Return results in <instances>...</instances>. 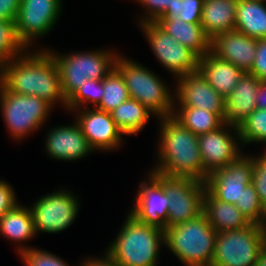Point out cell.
<instances>
[{"label":"cell","instance_id":"44dd1931","mask_svg":"<svg viewBox=\"0 0 266 266\" xmlns=\"http://www.w3.org/2000/svg\"><path fill=\"white\" fill-rule=\"evenodd\" d=\"M198 70L213 87V89L226 98L232 93L244 72L230 63L220 59L209 51L200 57Z\"/></svg>","mask_w":266,"mask_h":266},{"label":"cell","instance_id":"4fadbf2b","mask_svg":"<svg viewBox=\"0 0 266 266\" xmlns=\"http://www.w3.org/2000/svg\"><path fill=\"white\" fill-rule=\"evenodd\" d=\"M198 143L203 167L208 174L225 168L245 153L242 152L244 147L238 127L228 123L214 131L198 135Z\"/></svg>","mask_w":266,"mask_h":266},{"label":"cell","instance_id":"9a60e30c","mask_svg":"<svg viewBox=\"0 0 266 266\" xmlns=\"http://www.w3.org/2000/svg\"><path fill=\"white\" fill-rule=\"evenodd\" d=\"M91 108L92 106L73 110L75 121L94 151H116L123 144L124 133L116 125L110 113Z\"/></svg>","mask_w":266,"mask_h":266},{"label":"cell","instance_id":"d4e9b609","mask_svg":"<svg viewBox=\"0 0 266 266\" xmlns=\"http://www.w3.org/2000/svg\"><path fill=\"white\" fill-rule=\"evenodd\" d=\"M237 0H204L200 24L210 39L235 30Z\"/></svg>","mask_w":266,"mask_h":266},{"label":"cell","instance_id":"484cf974","mask_svg":"<svg viewBox=\"0 0 266 266\" xmlns=\"http://www.w3.org/2000/svg\"><path fill=\"white\" fill-rule=\"evenodd\" d=\"M235 30L255 39L266 38V3L237 0Z\"/></svg>","mask_w":266,"mask_h":266},{"label":"cell","instance_id":"d6a6232c","mask_svg":"<svg viewBox=\"0 0 266 266\" xmlns=\"http://www.w3.org/2000/svg\"><path fill=\"white\" fill-rule=\"evenodd\" d=\"M235 206L250 223L266 226V210L262 207L252 184L244 188L240 201H237Z\"/></svg>","mask_w":266,"mask_h":266},{"label":"cell","instance_id":"74e56055","mask_svg":"<svg viewBox=\"0 0 266 266\" xmlns=\"http://www.w3.org/2000/svg\"><path fill=\"white\" fill-rule=\"evenodd\" d=\"M248 73L259 80H266V38L257 39L254 63Z\"/></svg>","mask_w":266,"mask_h":266},{"label":"cell","instance_id":"d6986e66","mask_svg":"<svg viewBox=\"0 0 266 266\" xmlns=\"http://www.w3.org/2000/svg\"><path fill=\"white\" fill-rule=\"evenodd\" d=\"M257 39L236 30L220 33L211 39V52L249 72L256 55Z\"/></svg>","mask_w":266,"mask_h":266},{"label":"cell","instance_id":"4316f807","mask_svg":"<svg viewBox=\"0 0 266 266\" xmlns=\"http://www.w3.org/2000/svg\"><path fill=\"white\" fill-rule=\"evenodd\" d=\"M124 135L134 136L147 126L150 116H155L136 99L129 98L110 112Z\"/></svg>","mask_w":266,"mask_h":266},{"label":"cell","instance_id":"5b68a950","mask_svg":"<svg viewBox=\"0 0 266 266\" xmlns=\"http://www.w3.org/2000/svg\"><path fill=\"white\" fill-rule=\"evenodd\" d=\"M217 231L202 213L187 222L166 227V248L184 266H211Z\"/></svg>","mask_w":266,"mask_h":266},{"label":"cell","instance_id":"f546056e","mask_svg":"<svg viewBox=\"0 0 266 266\" xmlns=\"http://www.w3.org/2000/svg\"><path fill=\"white\" fill-rule=\"evenodd\" d=\"M27 50L19 39L15 20L0 21V66L21 56Z\"/></svg>","mask_w":266,"mask_h":266},{"label":"cell","instance_id":"cb8c5ba5","mask_svg":"<svg viewBox=\"0 0 266 266\" xmlns=\"http://www.w3.org/2000/svg\"><path fill=\"white\" fill-rule=\"evenodd\" d=\"M202 213L217 232L238 230L251 224L235 204L217 200L207 190L204 192Z\"/></svg>","mask_w":266,"mask_h":266},{"label":"cell","instance_id":"6da1fadb","mask_svg":"<svg viewBox=\"0 0 266 266\" xmlns=\"http://www.w3.org/2000/svg\"><path fill=\"white\" fill-rule=\"evenodd\" d=\"M0 84L12 93L37 96L66 110L57 65L47 48L29 49L0 66Z\"/></svg>","mask_w":266,"mask_h":266},{"label":"cell","instance_id":"ba28073f","mask_svg":"<svg viewBox=\"0 0 266 266\" xmlns=\"http://www.w3.org/2000/svg\"><path fill=\"white\" fill-rule=\"evenodd\" d=\"M0 108L6 130L15 141L39 130L53 110L51 104L37 96L12 93L1 84Z\"/></svg>","mask_w":266,"mask_h":266},{"label":"cell","instance_id":"d590c367","mask_svg":"<svg viewBox=\"0 0 266 266\" xmlns=\"http://www.w3.org/2000/svg\"><path fill=\"white\" fill-rule=\"evenodd\" d=\"M253 179L252 185L256 190L262 207L266 210V150L260 155H253Z\"/></svg>","mask_w":266,"mask_h":266},{"label":"cell","instance_id":"9c48e42d","mask_svg":"<svg viewBox=\"0 0 266 266\" xmlns=\"http://www.w3.org/2000/svg\"><path fill=\"white\" fill-rule=\"evenodd\" d=\"M149 174L163 187L169 198L167 227L187 222L202 214L206 190L204 181L165 176L155 171Z\"/></svg>","mask_w":266,"mask_h":266},{"label":"cell","instance_id":"f1b7e54d","mask_svg":"<svg viewBox=\"0 0 266 266\" xmlns=\"http://www.w3.org/2000/svg\"><path fill=\"white\" fill-rule=\"evenodd\" d=\"M102 83L104 95L96 109L110 113L130 98L125 80L116 68L102 79Z\"/></svg>","mask_w":266,"mask_h":266},{"label":"cell","instance_id":"f35d334b","mask_svg":"<svg viewBox=\"0 0 266 266\" xmlns=\"http://www.w3.org/2000/svg\"><path fill=\"white\" fill-rule=\"evenodd\" d=\"M12 186L6 180L0 179V218L19 204L15 189Z\"/></svg>","mask_w":266,"mask_h":266},{"label":"cell","instance_id":"3957f363","mask_svg":"<svg viewBox=\"0 0 266 266\" xmlns=\"http://www.w3.org/2000/svg\"><path fill=\"white\" fill-rule=\"evenodd\" d=\"M106 255L120 266H157L164 230L138 221L129 212Z\"/></svg>","mask_w":266,"mask_h":266},{"label":"cell","instance_id":"4dcf8cb0","mask_svg":"<svg viewBox=\"0 0 266 266\" xmlns=\"http://www.w3.org/2000/svg\"><path fill=\"white\" fill-rule=\"evenodd\" d=\"M102 80L87 79L67 100L66 111H73L83 108H89L88 104H92L96 108L103 97ZM87 105V106H86Z\"/></svg>","mask_w":266,"mask_h":266},{"label":"cell","instance_id":"e0dca14e","mask_svg":"<svg viewBox=\"0 0 266 266\" xmlns=\"http://www.w3.org/2000/svg\"><path fill=\"white\" fill-rule=\"evenodd\" d=\"M140 182L138 194L129 213L142 223L165 230L169 198L164 193L163 187L150 174L147 180Z\"/></svg>","mask_w":266,"mask_h":266},{"label":"cell","instance_id":"30bf717a","mask_svg":"<svg viewBox=\"0 0 266 266\" xmlns=\"http://www.w3.org/2000/svg\"><path fill=\"white\" fill-rule=\"evenodd\" d=\"M79 198L68 189L41 196L30 205L34 227L38 233H60L75 223L79 213Z\"/></svg>","mask_w":266,"mask_h":266},{"label":"cell","instance_id":"ffe728a7","mask_svg":"<svg viewBox=\"0 0 266 266\" xmlns=\"http://www.w3.org/2000/svg\"><path fill=\"white\" fill-rule=\"evenodd\" d=\"M259 79L244 72L234 91L225 98L224 122L238 127L255 109Z\"/></svg>","mask_w":266,"mask_h":266},{"label":"cell","instance_id":"b9f144b4","mask_svg":"<svg viewBox=\"0 0 266 266\" xmlns=\"http://www.w3.org/2000/svg\"><path fill=\"white\" fill-rule=\"evenodd\" d=\"M256 109H266V80H260L256 92Z\"/></svg>","mask_w":266,"mask_h":266},{"label":"cell","instance_id":"836d02e7","mask_svg":"<svg viewBox=\"0 0 266 266\" xmlns=\"http://www.w3.org/2000/svg\"><path fill=\"white\" fill-rule=\"evenodd\" d=\"M204 0H176L161 17L177 18L188 23H200Z\"/></svg>","mask_w":266,"mask_h":266},{"label":"cell","instance_id":"277c9868","mask_svg":"<svg viewBox=\"0 0 266 266\" xmlns=\"http://www.w3.org/2000/svg\"><path fill=\"white\" fill-rule=\"evenodd\" d=\"M115 68L123 76L129 96L136 99L155 118L172 116L175 104V89H170L166 81L137 61L118 54ZM174 92V93H173Z\"/></svg>","mask_w":266,"mask_h":266},{"label":"cell","instance_id":"83f0119b","mask_svg":"<svg viewBox=\"0 0 266 266\" xmlns=\"http://www.w3.org/2000/svg\"><path fill=\"white\" fill-rule=\"evenodd\" d=\"M172 116L195 135L214 131L225 123L217 114L196 107H174Z\"/></svg>","mask_w":266,"mask_h":266},{"label":"cell","instance_id":"603a6c76","mask_svg":"<svg viewBox=\"0 0 266 266\" xmlns=\"http://www.w3.org/2000/svg\"><path fill=\"white\" fill-rule=\"evenodd\" d=\"M0 235L9 241L18 243L17 253L20 255L32 246L23 245L36 236L33 214L28 206L17 204L12 210L5 213L0 218Z\"/></svg>","mask_w":266,"mask_h":266},{"label":"cell","instance_id":"e575fe53","mask_svg":"<svg viewBox=\"0 0 266 266\" xmlns=\"http://www.w3.org/2000/svg\"><path fill=\"white\" fill-rule=\"evenodd\" d=\"M19 257L24 266H69L59 256L35 246L22 252Z\"/></svg>","mask_w":266,"mask_h":266},{"label":"cell","instance_id":"8d00e7d4","mask_svg":"<svg viewBox=\"0 0 266 266\" xmlns=\"http://www.w3.org/2000/svg\"><path fill=\"white\" fill-rule=\"evenodd\" d=\"M141 4L146 11L139 17L138 25L148 22H156L163 13L172 8L176 0H134Z\"/></svg>","mask_w":266,"mask_h":266},{"label":"cell","instance_id":"7402d4cb","mask_svg":"<svg viewBox=\"0 0 266 266\" xmlns=\"http://www.w3.org/2000/svg\"><path fill=\"white\" fill-rule=\"evenodd\" d=\"M155 23L199 57H203L211 51V39L200 23L184 22L179 17H160Z\"/></svg>","mask_w":266,"mask_h":266},{"label":"cell","instance_id":"8992f818","mask_svg":"<svg viewBox=\"0 0 266 266\" xmlns=\"http://www.w3.org/2000/svg\"><path fill=\"white\" fill-rule=\"evenodd\" d=\"M103 49L60 54L47 48L57 65L66 100L87 79L102 80L115 68L119 53L113 49Z\"/></svg>","mask_w":266,"mask_h":266},{"label":"cell","instance_id":"ab89813d","mask_svg":"<svg viewBox=\"0 0 266 266\" xmlns=\"http://www.w3.org/2000/svg\"><path fill=\"white\" fill-rule=\"evenodd\" d=\"M21 0H0V21L16 20Z\"/></svg>","mask_w":266,"mask_h":266},{"label":"cell","instance_id":"7c38bea8","mask_svg":"<svg viewBox=\"0 0 266 266\" xmlns=\"http://www.w3.org/2000/svg\"><path fill=\"white\" fill-rule=\"evenodd\" d=\"M62 7V0H21L15 22L19 39L27 49L35 46L36 39L52 31Z\"/></svg>","mask_w":266,"mask_h":266},{"label":"cell","instance_id":"ac0fdd59","mask_svg":"<svg viewBox=\"0 0 266 266\" xmlns=\"http://www.w3.org/2000/svg\"><path fill=\"white\" fill-rule=\"evenodd\" d=\"M59 125L51 128L46 134L45 151L53 159L60 161H76L95 153L83 134L79 124Z\"/></svg>","mask_w":266,"mask_h":266},{"label":"cell","instance_id":"2e32d148","mask_svg":"<svg viewBox=\"0 0 266 266\" xmlns=\"http://www.w3.org/2000/svg\"><path fill=\"white\" fill-rule=\"evenodd\" d=\"M176 80L174 107L202 108L224 121L225 98L213 89L199 70Z\"/></svg>","mask_w":266,"mask_h":266},{"label":"cell","instance_id":"52a82bcc","mask_svg":"<svg viewBox=\"0 0 266 266\" xmlns=\"http://www.w3.org/2000/svg\"><path fill=\"white\" fill-rule=\"evenodd\" d=\"M266 247V226L217 232L211 266H255Z\"/></svg>","mask_w":266,"mask_h":266},{"label":"cell","instance_id":"8fae6325","mask_svg":"<svg viewBox=\"0 0 266 266\" xmlns=\"http://www.w3.org/2000/svg\"><path fill=\"white\" fill-rule=\"evenodd\" d=\"M158 62L175 78L198 70L200 57L162 30L155 22L139 24Z\"/></svg>","mask_w":266,"mask_h":266},{"label":"cell","instance_id":"60d3db41","mask_svg":"<svg viewBox=\"0 0 266 266\" xmlns=\"http://www.w3.org/2000/svg\"><path fill=\"white\" fill-rule=\"evenodd\" d=\"M79 266H120L114 260H111L106 254L101 257H88L81 261Z\"/></svg>","mask_w":266,"mask_h":266},{"label":"cell","instance_id":"1f68e13d","mask_svg":"<svg viewBox=\"0 0 266 266\" xmlns=\"http://www.w3.org/2000/svg\"><path fill=\"white\" fill-rule=\"evenodd\" d=\"M238 129L244 148L252 143L266 145V109H255Z\"/></svg>","mask_w":266,"mask_h":266},{"label":"cell","instance_id":"5bb4252c","mask_svg":"<svg viewBox=\"0 0 266 266\" xmlns=\"http://www.w3.org/2000/svg\"><path fill=\"white\" fill-rule=\"evenodd\" d=\"M254 157L244 153L225 168L215 170L205 181L206 190L217 200L235 204L252 183Z\"/></svg>","mask_w":266,"mask_h":266},{"label":"cell","instance_id":"7a4b0ae2","mask_svg":"<svg viewBox=\"0 0 266 266\" xmlns=\"http://www.w3.org/2000/svg\"><path fill=\"white\" fill-rule=\"evenodd\" d=\"M157 119L160 126L157 142L159 145L157 144L156 148L157 164L150 171L205 182L209 174L203 167L198 135L184 127L173 116Z\"/></svg>","mask_w":266,"mask_h":266},{"label":"cell","instance_id":"7bdbcfd3","mask_svg":"<svg viewBox=\"0 0 266 266\" xmlns=\"http://www.w3.org/2000/svg\"><path fill=\"white\" fill-rule=\"evenodd\" d=\"M255 266H266V247L265 249L260 253L258 257V261Z\"/></svg>","mask_w":266,"mask_h":266}]
</instances>
